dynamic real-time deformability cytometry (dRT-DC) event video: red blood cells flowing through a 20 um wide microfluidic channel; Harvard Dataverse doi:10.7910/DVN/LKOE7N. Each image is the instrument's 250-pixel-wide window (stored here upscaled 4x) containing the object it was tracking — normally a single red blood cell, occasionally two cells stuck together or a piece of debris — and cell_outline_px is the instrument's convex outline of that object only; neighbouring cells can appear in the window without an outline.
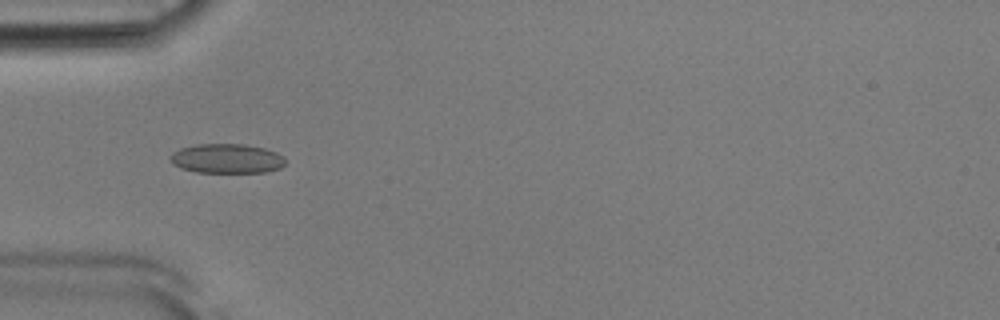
{"species": "Egyptian fruit bat (a non-hibernating species)", "species_latin": "Rousettus aegyptiacus", "temperature_condition": "room temperature", "stored_images_in_passage": 52, "camera_frame_rate_fps": 3000, "um_per_image_px": 0.085, "animal": {"sex": "male"}, "frame": {"image": 1, "passage_image": 16, "time_ms": 5.0, "image_size_px": [1000, 320], "cell_outline_px": [[284, 164], [280, 168], [264, 172], [196, 172], [180, 168], [172, 164], [168, 156], [172, 152], [180, 148], [196, 144], [244, 144], [264, 148], [276, 152], [284, 156]], "centroid_in_image_um": [19.23, 13.47], "position_along_channel_um": 65.8, "area_um2": 19.88}}
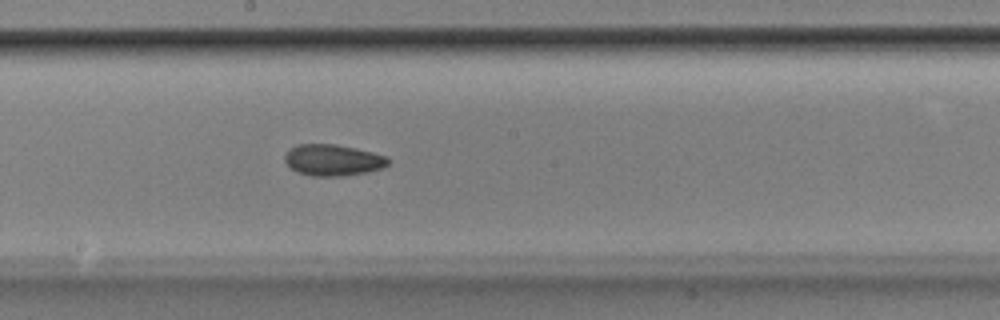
{"frame": {"image": 2, "passage_image": 28, "time_ms": 9.0, "image_size_px": [1000, 320], "cell_outline_px": [[388, 164], [384, 168], [368, 172], [344, 176], [312, 176], [296, 172], [284, 160], [284, 156], [288, 148], [296, 144], [336, 144], [356, 148], [388, 156]], "centroid_in_image_um": [28.29, 13.6], "position_along_channel_um": 219.9, "area_um2": 19.13}}
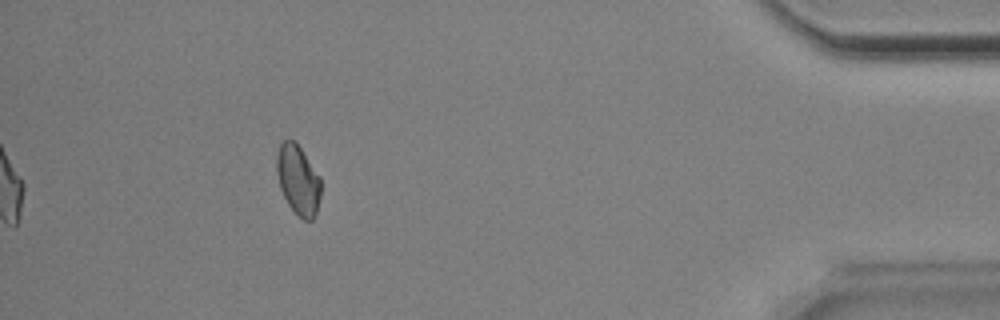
{"frame": {"image": 3, "passage_image": 47, "time_ms": 15.333, "image_size_px": [1000, 320], "cell_outline_px": [[320, 196], [316, 212], [312, 220], [304, 220], [288, 204], [280, 188], [276, 172], [276, 156], [280, 144], [284, 140], [296, 140], [320, 176]], "centroid_in_image_um": [25.33, 15.24], "position_along_channel_um": 409.9, "area_um2": 17.92}, "authors_computed_cell_mechanics": {"area_um2": 18.5249, "velocity_mm_per_s": 3.866, "shape_relaxation_time_tau1_ms": null, "shape_relaxation_time_tau2_ms": 6.2343, "deformation_change_tau1": null, "deformation_change_tau2": 0.0941}}